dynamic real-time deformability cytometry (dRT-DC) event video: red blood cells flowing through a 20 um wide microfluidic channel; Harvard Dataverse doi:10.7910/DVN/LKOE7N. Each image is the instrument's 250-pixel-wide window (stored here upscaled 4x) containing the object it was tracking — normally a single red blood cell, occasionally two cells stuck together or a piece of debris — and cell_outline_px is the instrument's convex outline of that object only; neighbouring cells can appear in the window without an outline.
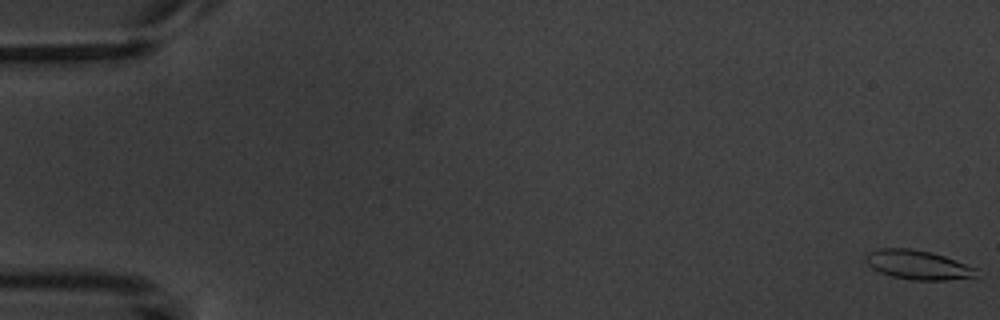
{"species": "common noctule bat (a hibernating species)", "species_latin": "Nyctalus noctula", "temperature_condition": "warm", "stored_images_in_passage": 7, "camera_frame_rate_fps": 3000, "um_per_image_px": 0.085, "animal": {"sex": "male", "body_mass_g": 20.1, "forearm_length_mm": 53.5}, "frame": {"image": 1, "passage_image": 1, "time_ms": 0.0, "image_size_px": [1000, 320], "cell_outline_px": [[976, 276], [944, 280], [912, 280], [892, 276], [880, 272], [872, 268], [864, 260], [864, 256], [868, 252], [876, 248], [912, 248], [944, 256], [976, 268]], "centroid_in_image_um": [77.94, 22.5], "position_along_channel_um": 7.1, "area_um2": 18.67}}